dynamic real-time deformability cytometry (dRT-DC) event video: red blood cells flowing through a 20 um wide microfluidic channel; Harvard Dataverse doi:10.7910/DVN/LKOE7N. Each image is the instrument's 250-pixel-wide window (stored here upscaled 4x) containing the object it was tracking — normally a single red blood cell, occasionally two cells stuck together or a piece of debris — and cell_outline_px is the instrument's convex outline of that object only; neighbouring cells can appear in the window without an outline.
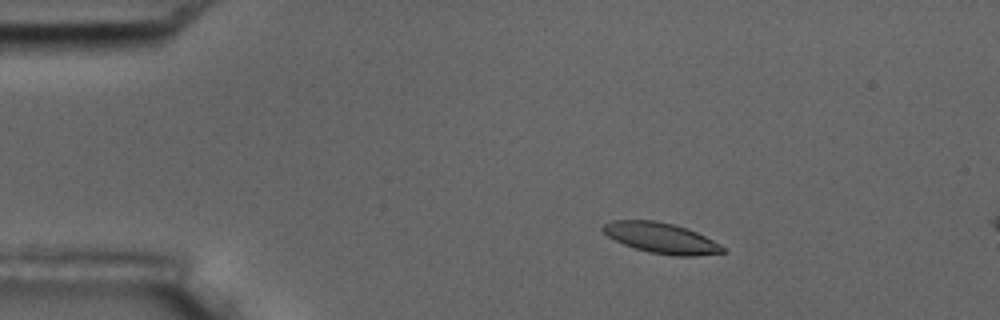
{"species": "common noctule bat (a hibernating species)", "species_latin": "Nyctalus noctula", "temperature_condition": "room temperature", "stored_images_in_passage": 16, "camera_frame_rate_fps": 3000, "um_per_image_px": 0.085, "animal": {"sex": "male", "body_mass_g": 17.5, "forearm_length_mm": 52.3}, "frame": {"image": 1, "passage_image": 10, "time_ms": 3.0, "image_size_px": [1000, 320], "cell_outline_px": [[724, 252], [696, 256], [676, 256], [648, 252], [624, 244], [608, 236], [600, 228], [604, 224], [612, 220], [656, 220], [672, 224], [696, 232], [720, 244], [724, 248]], "centroid_in_image_um": [56.17, 20.23], "position_along_channel_um": 28.8, "area_um2": 21.04}}